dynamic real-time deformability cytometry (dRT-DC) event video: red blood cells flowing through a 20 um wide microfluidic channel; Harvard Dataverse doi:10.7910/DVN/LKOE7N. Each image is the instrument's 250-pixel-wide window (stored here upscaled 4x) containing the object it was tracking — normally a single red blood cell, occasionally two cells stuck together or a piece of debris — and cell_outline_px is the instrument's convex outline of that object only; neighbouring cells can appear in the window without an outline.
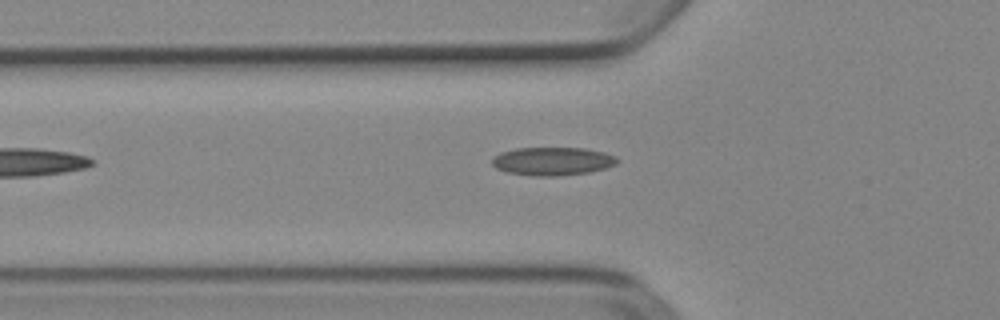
{"species": "Egyptian fruit bat (a non-hibernating species)", "species_latin": "Rousettus aegyptiacus", "temperature_condition": "cold", "stored_images_in_passage": 6, "camera_frame_rate_fps": 3000, "um_per_image_px": 0.085, "animal": {"sex": "female"}, "frame": {"image": 1, "passage_image": 5, "time_ms": 1.333, "image_size_px": [1000, 320], "cell_outline_px": [[620, 160], [616, 164], [604, 168], [588, 172], [556, 176], [532, 176], [508, 172], [496, 168], [492, 164], [492, 156], [500, 152], [516, 148], [584, 148], [604, 152], [616, 156]], "centroid_in_image_um": [46.95, 13.7], "position_along_channel_um": 78.9, "area_um2": 20.63}}
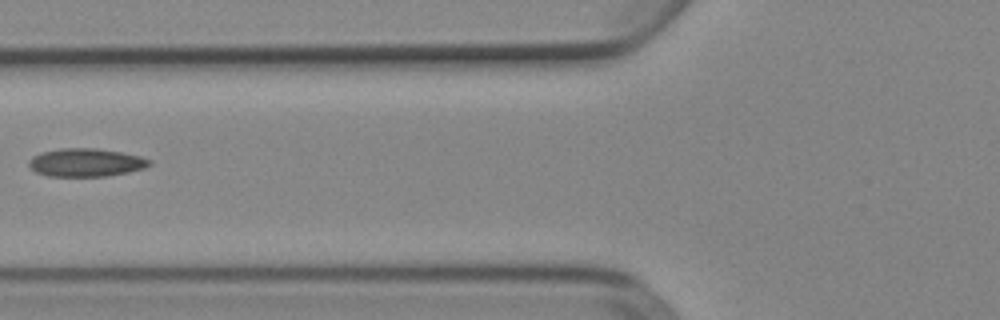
{"frame": {"image": 2, "passage_image": 6, "time_ms": 1.667, "image_size_px": [1000, 320], "cell_outline_px": [[152, 164], [144, 168], [128, 172], [108, 176], [48, 176], [36, 172], [28, 164], [28, 160], [32, 156], [40, 152], [60, 148], [96, 148], [120, 152], [140, 156], [152, 160]], "centroid_in_image_um": [7.3, 13.81], "position_along_channel_um": 118.5, "area_um2": 19.88}}